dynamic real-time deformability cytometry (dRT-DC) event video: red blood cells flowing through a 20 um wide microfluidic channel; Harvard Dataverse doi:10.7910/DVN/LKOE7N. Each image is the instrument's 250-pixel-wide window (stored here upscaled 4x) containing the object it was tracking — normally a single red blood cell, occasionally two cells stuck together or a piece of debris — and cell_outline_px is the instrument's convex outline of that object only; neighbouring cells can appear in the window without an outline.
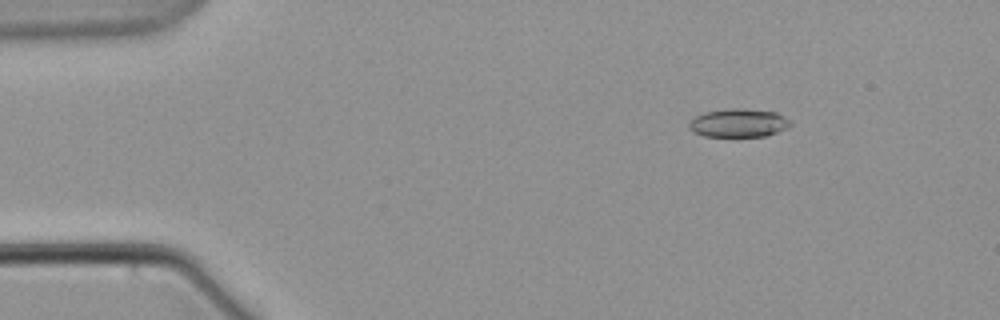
{"species": "common noctule bat (a hibernating species)", "species_latin": "Nyctalus noctula", "temperature_condition": "warm", "stored_images_in_passage": 8, "camera_frame_rate_fps": 3000, "um_per_image_px": 0.085, "animal": {"sex": "male", "body_mass_g": 21.5, "forearm_length_mm": 52.0}, "frame": {"image": 1, "passage_image": 3, "time_ms": 2.333, "image_size_px": [1000, 320], "cell_outline_px": [[792, 124], [768, 136], [704, 136], [692, 132], [688, 124], [696, 116], [704, 112], [732, 108], [744, 108], [776, 112], [792, 120]], "centroid_in_image_um": [62.79, 10.44], "position_along_channel_um": 22.2, "area_um2": 16.76}}
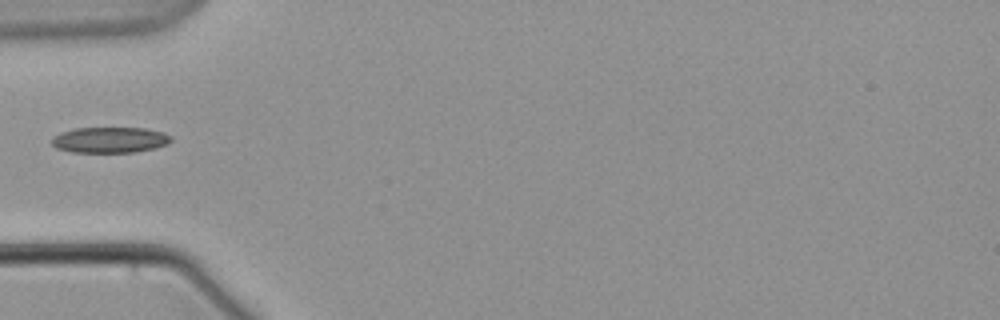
{"frame": {"image": 2, "passage_image": 6, "time_ms": 6.667, "image_size_px": [1000, 320], "cell_outline_px": [[172, 140], [168, 144], [156, 148], [136, 152], [72, 152], [56, 148], [52, 144], [52, 136], [60, 132], [76, 128], [144, 128], [164, 132], [172, 136]], "centroid_in_image_um": [9.36, 11.89], "position_along_channel_um": 75.6, "area_um2": 18.09}}
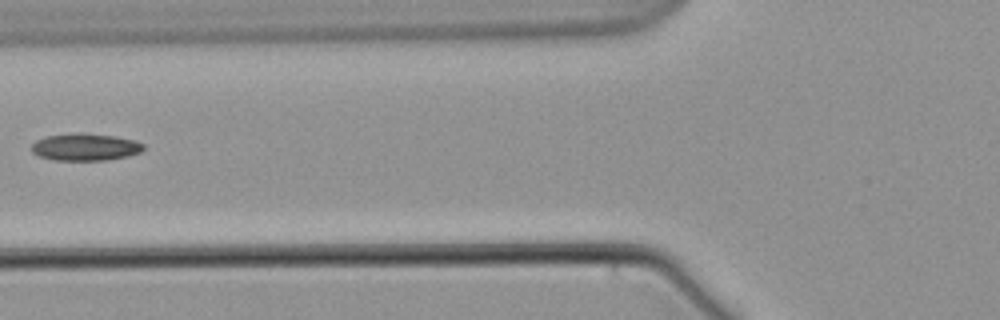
{"frame": {"image": 3, "passage_image": 7, "time_ms": 8.0, "image_size_px": [1000, 320], "cell_outline_px": [[144, 148], [140, 152], [128, 156], [108, 160], [52, 160], [40, 156], [32, 152], [32, 144], [36, 140], [44, 136], [72, 132], [84, 132], [116, 136], [132, 140], [144, 144]], "centroid_in_image_um": [7.22, 12.48], "position_along_channel_um": 118.6, "area_um2": 17.98}}